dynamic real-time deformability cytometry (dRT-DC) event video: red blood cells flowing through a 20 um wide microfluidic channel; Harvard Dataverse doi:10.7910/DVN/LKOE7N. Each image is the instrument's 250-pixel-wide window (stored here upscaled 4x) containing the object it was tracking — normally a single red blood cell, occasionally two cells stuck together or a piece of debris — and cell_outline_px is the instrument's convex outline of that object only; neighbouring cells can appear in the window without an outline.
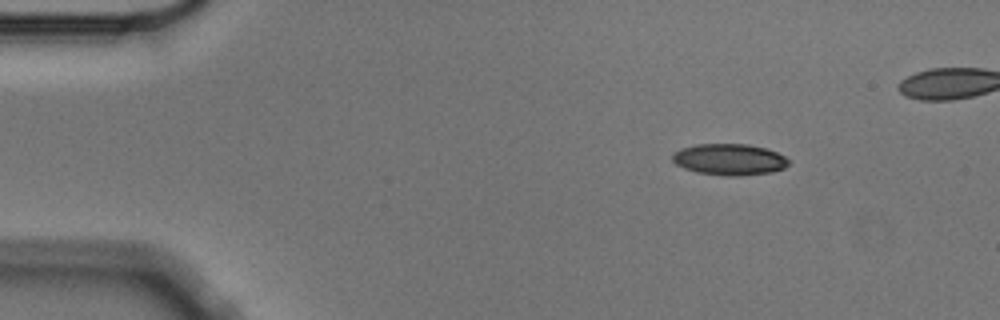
{"species": "Egyptian fruit bat (a non-hibernating species)", "species_latin": "Rousettus aegyptiacus", "temperature_condition": "cold", "stored_images_in_passage": 4, "camera_frame_rate_fps": 3000, "um_per_image_px": 0.085, "animal": {"sex": "male"}, "frame": {"image": 1, "passage_image": 1, "time_ms": 0.0, "image_size_px": [1000, 320], "cell_outline_px": [[788, 164], [784, 168], [772, 172], [740, 176], [724, 176], [696, 172], [684, 168], [676, 164], [672, 160], [672, 156], [680, 148], [696, 144], [748, 144], [768, 148], [784, 156], [788, 160]], "centroid_in_image_um": [62.0, 13.55], "position_along_channel_um": 23.0, "area_um2": 21.33}}